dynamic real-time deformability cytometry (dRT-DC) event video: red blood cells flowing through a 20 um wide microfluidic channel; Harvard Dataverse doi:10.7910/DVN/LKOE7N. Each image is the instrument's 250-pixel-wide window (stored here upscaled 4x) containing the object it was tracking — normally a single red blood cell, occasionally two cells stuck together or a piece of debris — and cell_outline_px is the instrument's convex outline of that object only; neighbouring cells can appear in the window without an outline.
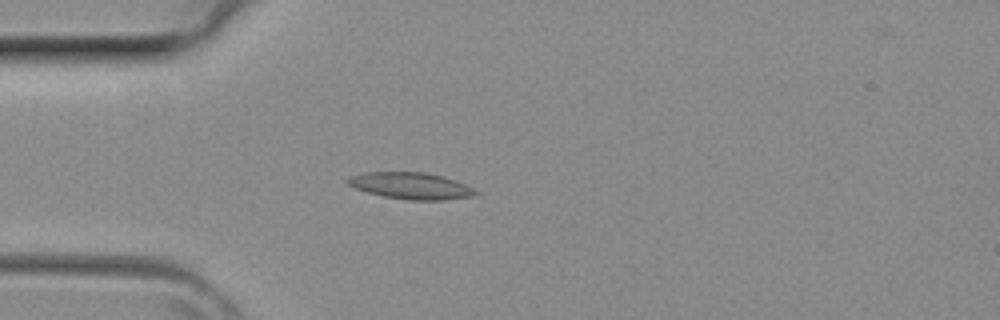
{"species": "common noctule bat (a hibernating species)", "species_latin": "Nyctalus noctula", "temperature_condition": "room temperature", "stored_images_in_passage": 4, "camera_frame_rate_fps": 3000, "um_per_image_px": 0.085, "animal": {"sex": "female", "body_mass_g": 29.2, "forearm_length_mm": 56.3}, "frame": {"image": 1, "passage_image": 4, "time_ms": 1.0, "image_size_px": [1000, 320], "cell_outline_px": [[480, 192], [476, 196], [444, 200], [408, 200], [384, 196], [368, 192], [356, 188], [348, 184], [344, 180], [352, 176], [364, 172], [424, 172], [444, 176], [456, 180]], "centroid_in_image_um": [34.97, 15.79], "position_along_channel_um": 50.0, "area_um2": 19.88}}